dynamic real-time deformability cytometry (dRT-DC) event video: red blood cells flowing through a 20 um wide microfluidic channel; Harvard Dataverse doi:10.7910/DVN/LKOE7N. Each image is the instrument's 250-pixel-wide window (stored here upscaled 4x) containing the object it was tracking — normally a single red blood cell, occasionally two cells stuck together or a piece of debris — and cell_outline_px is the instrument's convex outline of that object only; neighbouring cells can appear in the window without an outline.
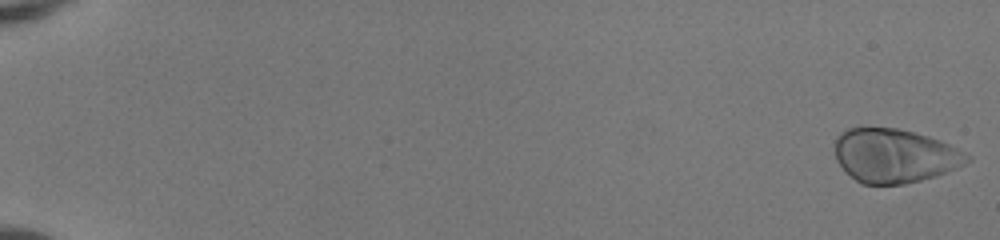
{"species": "human", "species_latin": "Homo sapiens", "temperature_condition": "room temperature", "stored_images_in_passage": 52, "camera_frame_rate_fps": 3000, "um_per_image_px": 0.085, "donor": {"sex": "female"}, "frame": {"image": 1, "passage_image": 1, "time_ms": 0.0, "image_size_px": [1000, 240], "cell_outline_px": [[972, 160], [956, 168], [936, 176], [904, 184], [860, 184], [844, 172], [836, 160], [836, 136], [840, 132], [848, 128], [900, 128], [928, 136], [940, 140], [972, 156]], "centroid_in_image_um": [76.03, 13.24], "position_along_channel_um": 9.0, "area_um2": 41.73}}
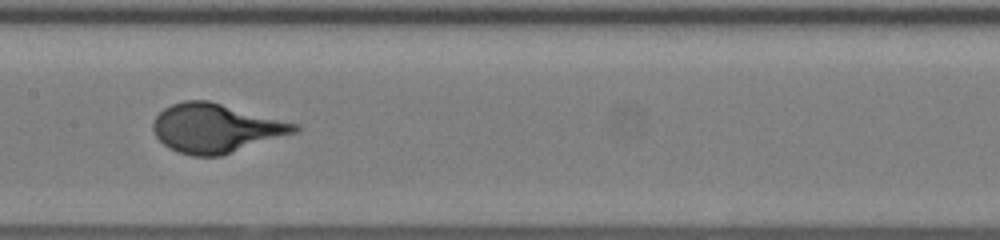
{"frame": {"image": 2, "passage_image": 29, "time_ms": 9.333, "image_size_px": [1000, 240], "cell_outline_px": [[304, 128], [296, 132], [220, 156], [192, 156], [176, 152], [168, 148], [156, 136], [152, 128], [152, 124], [156, 116], [164, 108], [172, 104], [184, 100], [208, 100], [300, 124]], "centroid_in_image_um": [18.35, 10.89], "position_along_channel_um": 189.1, "area_um2": 40.4}}
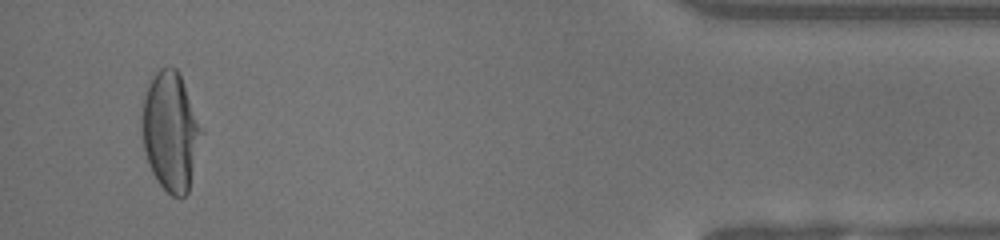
{"frame": {"image": 3, "passage_image": 50, "time_ms": 16.333, "image_size_px": [1000, 240], "cell_outline_px": [[204, 132], [188, 192], [184, 196], [172, 196], [156, 180], [148, 164], [144, 148], [140, 124], [140, 116], [144, 92], [152, 76], [160, 68], [176, 68], [180, 76]], "centroid_in_image_um": [14.48, 11.18], "position_along_channel_um": 420.7, "area_um2": 41.44}}